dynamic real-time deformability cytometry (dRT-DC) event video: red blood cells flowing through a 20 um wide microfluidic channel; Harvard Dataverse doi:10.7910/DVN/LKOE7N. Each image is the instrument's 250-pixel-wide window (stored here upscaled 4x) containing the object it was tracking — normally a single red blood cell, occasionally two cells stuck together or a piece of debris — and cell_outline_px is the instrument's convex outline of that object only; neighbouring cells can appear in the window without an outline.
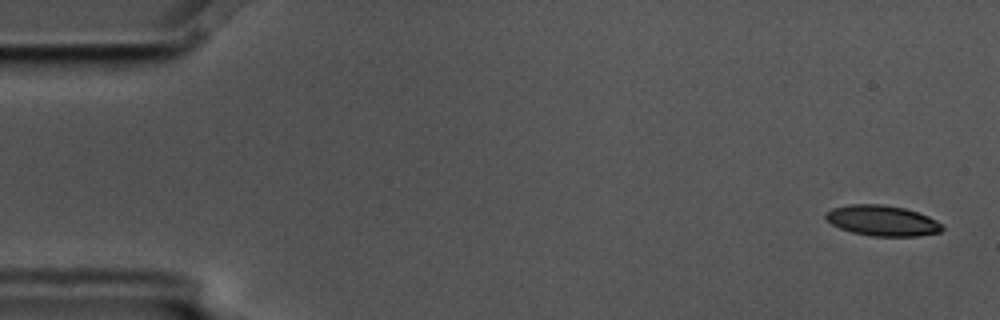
{"species": "common noctule bat (a hibernating species)", "species_latin": "Nyctalus noctula", "temperature_condition": "cold", "stored_images_in_passage": 5, "camera_frame_rate_fps": 3000, "um_per_image_px": 0.085, "animal": {"sex": "male", "body_mass_g": 17.5, "forearm_length_mm": 52.3}, "frame": {"image": 1, "passage_image": 1, "time_ms": 0.0, "image_size_px": [1000, 320], "cell_outline_px": [[944, 228], [940, 232], [916, 236], [872, 236], [852, 232], [840, 228], [832, 224], [824, 216], [824, 212], [832, 208], [848, 204], [884, 204], [904, 208], [928, 216], [936, 220]], "centroid_in_image_um": [74.96, 18.74], "position_along_channel_um": 10.0, "area_um2": 20.69}}